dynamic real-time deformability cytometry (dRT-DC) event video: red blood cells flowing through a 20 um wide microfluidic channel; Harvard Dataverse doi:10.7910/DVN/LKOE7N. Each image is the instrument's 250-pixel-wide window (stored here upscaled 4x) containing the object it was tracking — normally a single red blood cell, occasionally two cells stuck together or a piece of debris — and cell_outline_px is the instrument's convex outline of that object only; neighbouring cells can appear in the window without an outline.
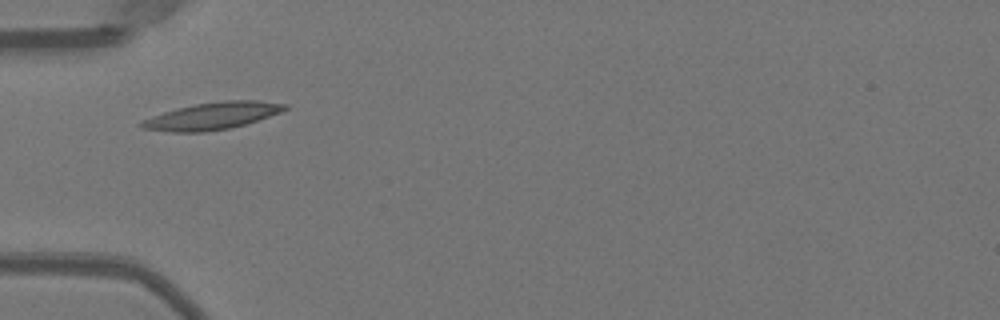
{"species": "Egyptian fruit bat (a non-hibernating species)", "species_latin": "Rousettus aegyptiacus", "temperature_condition": "warm", "stored_images_in_passage": 36, "camera_frame_rate_fps": 3000, "um_per_image_px": 0.085, "animal": {"sex": "female"}, "frame": {"image": 1, "passage_image": 1, "time_ms": 0.0, "image_size_px": [1000, 320], "cell_outline_px": [[288, 108], [280, 112], [244, 124], [228, 128], [204, 132], [172, 132], [140, 128], [136, 124], [152, 116], [176, 108], [196, 104], [224, 100], [256, 100], [288, 104]], "centroid_in_image_um": [18.0, 9.85], "position_along_channel_um": 67.0, "area_um2": 22.43}}
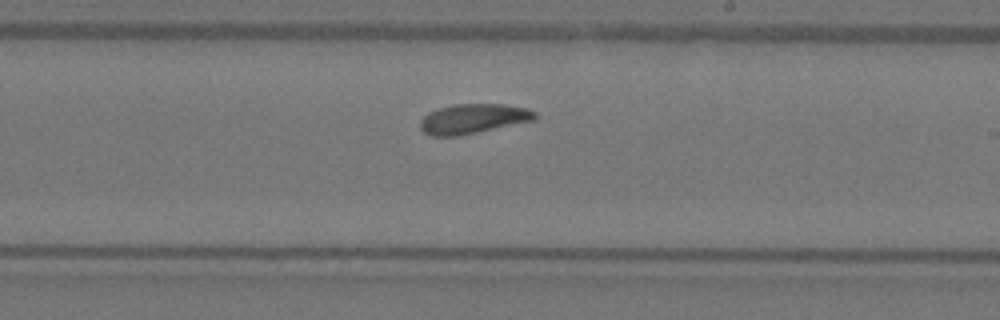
{"frame": {"image": 2, "passage_image": 15, "time_ms": 4.667, "image_size_px": [1000, 320], "cell_outline_px": [[536, 120], [456, 136], [432, 136], [424, 132], [420, 128], [420, 120], [428, 112], [436, 108], [452, 104], [504, 104], [528, 108], [536, 112]], "centroid_in_image_um": [40.2, 10.08], "position_along_channel_um": 248.8, "area_um2": 19.94}}
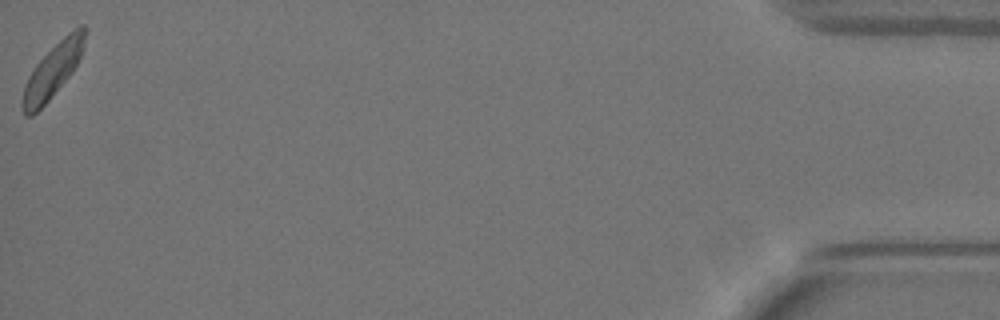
{"frame": {"image": 3, "passage_image": 36, "time_ms": 11.667, "image_size_px": [1000, 320], "cell_outline_px": [[84, 44], [80, 56], [72, 72], [48, 100], [32, 116], [24, 116], [20, 104], [20, 100], [24, 84], [28, 76], [36, 64], [68, 32], [80, 24], [84, 24]], "centroid_in_image_um": [4.42, 6.05], "position_along_channel_um": 430.8, "area_um2": 19.19}, "authors_computed_cell_mechanics": {"area_um2": 19.6231, "velocity_mm_per_s": 3.9186, "shape_relaxation_time_tau1_ms": 3.4536, "shape_relaxation_time_tau2_ms": 10.3661, "deformation_change_tau1": 0.1215, "deformation_change_tau2": 0.2086}}